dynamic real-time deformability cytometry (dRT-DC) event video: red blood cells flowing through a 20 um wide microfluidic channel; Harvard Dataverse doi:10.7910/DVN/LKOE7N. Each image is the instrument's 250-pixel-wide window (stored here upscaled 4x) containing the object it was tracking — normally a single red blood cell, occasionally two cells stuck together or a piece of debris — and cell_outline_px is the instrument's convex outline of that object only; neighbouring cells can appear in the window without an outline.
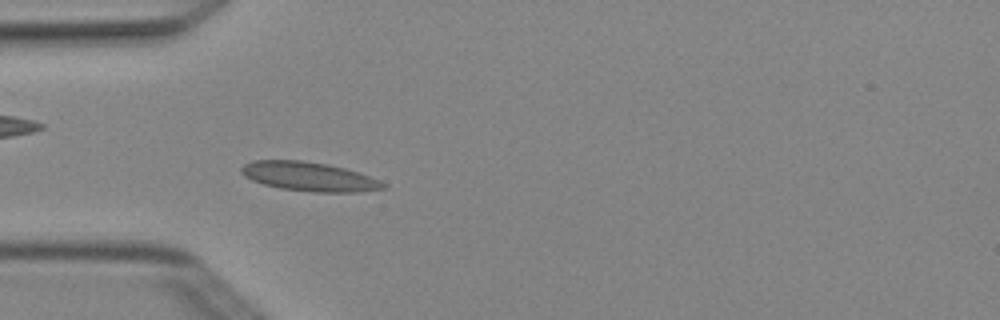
{"species": "Egyptian fruit bat (a non-hibernating species)", "species_latin": "Rousettus aegyptiacus", "temperature_condition": "cold", "stored_images_in_passage": 5, "camera_frame_rate_fps": 3000, "um_per_image_px": 0.085, "animal": {"sex": "female"}, "frame": {"image": 1, "passage_image": 5, "time_ms": 1.333, "image_size_px": [1000, 320], "cell_outline_px": [[388, 188], [356, 192], [316, 192], [280, 188], [264, 184], [252, 180], [244, 176], [240, 172], [240, 168], [244, 164], [252, 160], [300, 160], [328, 164], [344, 168], [380, 180], [388, 184]], "centroid_in_image_um": [26.27, 15.0], "position_along_channel_um": 58.7, "area_um2": 24.04}}